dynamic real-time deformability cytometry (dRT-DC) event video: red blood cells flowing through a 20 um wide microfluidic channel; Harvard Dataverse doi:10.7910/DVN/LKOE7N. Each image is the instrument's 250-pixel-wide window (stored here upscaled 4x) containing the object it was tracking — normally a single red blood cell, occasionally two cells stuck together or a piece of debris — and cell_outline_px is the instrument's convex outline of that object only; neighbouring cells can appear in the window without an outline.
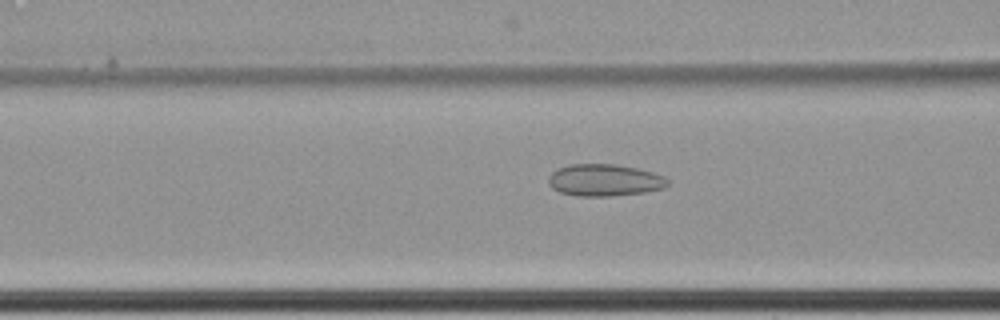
{"species": "common noctule bat (a hibernating species)", "species_latin": "Nyctalus noctula", "temperature_condition": "cold", "stored_images_in_passage": 44, "camera_frame_rate_fps": 3000, "um_per_image_px": 0.085, "animal": {"sex": "female", "body_mass_g": 22.7, "forearm_length_mm": 54.2}, "frame": {"image": 1, "passage_image": 9, "time_ms": 2.667, "image_size_px": [1000, 320], "cell_outline_px": [[668, 184], [664, 188], [644, 192], [612, 196], [576, 196], [560, 192], [552, 188], [548, 184], [548, 176], [552, 172], [568, 164], [616, 164], [636, 168], [652, 172], [664, 176], [668, 180]], "centroid_in_image_um": [51.36, 15.31], "position_along_channel_um": 115.2, "area_um2": 22.25}}
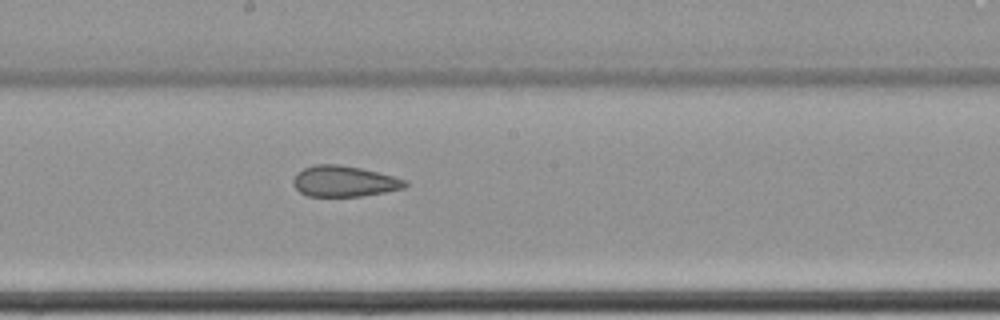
{"frame": {"image": 2, "passage_image": 18, "time_ms": 5.667, "image_size_px": [1000, 320], "cell_outline_px": [[408, 184], [404, 188], [384, 192], [360, 196], [308, 196], [300, 192], [292, 184], [292, 180], [296, 172], [304, 168], [316, 164], [340, 164], [360, 168], [408, 180]], "centroid_in_image_um": [29.22, 15.4], "position_along_channel_um": 219.0, "area_um2": 20.11}}
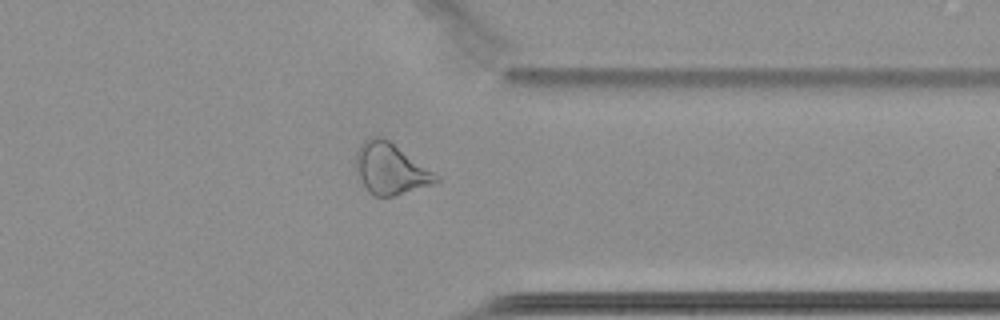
{"frame": {"image": 3, "passage_image": 32, "time_ms": 10.333, "image_size_px": [1000, 320], "cell_outline_px": [[440, 180], [432, 184], [392, 196], [372, 196], [368, 192], [356, 168], [356, 152], [360, 144], [364, 140], [372, 136], [384, 136], [440, 176]], "centroid_in_image_um": [33.19, 14.32], "position_along_channel_um": 378.2, "area_um2": 23.7}, "authors_computed_cell_mechanics": {"area_um2": 22.1085, "velocity_mm_per_s": 3.4534, "shape_relaxation_time_tau1_ms": null, "shape_relaxation_time_tau2_ms": 2.3042, "deformation_change_tau1": null, "deformation_change_tau2": 0.0936}}